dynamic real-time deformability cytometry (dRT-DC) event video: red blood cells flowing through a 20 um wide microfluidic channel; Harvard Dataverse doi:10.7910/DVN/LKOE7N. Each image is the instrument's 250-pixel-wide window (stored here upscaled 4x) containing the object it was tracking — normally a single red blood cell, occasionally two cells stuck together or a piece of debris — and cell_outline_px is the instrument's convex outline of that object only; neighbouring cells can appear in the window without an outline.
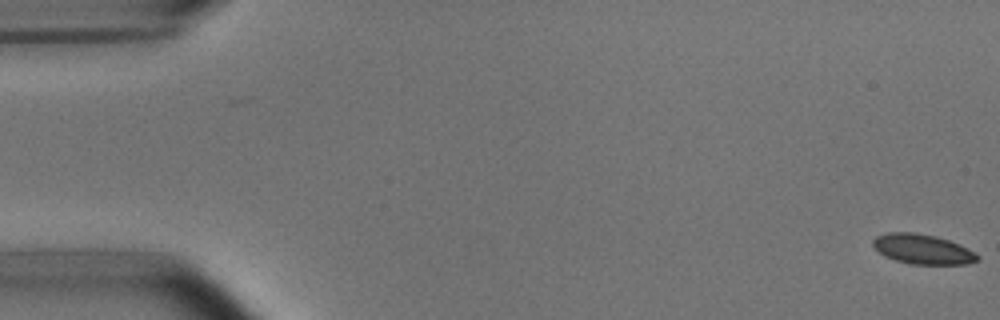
{"species": "common noctule bat (a hibernating species)", "species_latin": "Nyctalus noctula", "temperature_condition": "room temperature", "stored_images_in_passage": 2, "camera_frame_rate_fps": 3000, "um_per_image_px": 0.085, "animal": {"sex": "male", "body_mass_g": 15.6}, "frame": {"image": 1, "passage_image": 2, "time_ms": 1.0, "image_size_px": [1000, 320], "cell_outline_px": [[980, 260], [964, 264], [912, 264], [896, 260], [884, 256], [872, 244], [872, 240], [876, 236], [888, 232], [912, 232], [936, 236], [960, 244], [980, 256]], "centroid_in_image_um": [78.42, 21.17], "position_along_channel_um": 6.6, "area_um2": 18.09}}